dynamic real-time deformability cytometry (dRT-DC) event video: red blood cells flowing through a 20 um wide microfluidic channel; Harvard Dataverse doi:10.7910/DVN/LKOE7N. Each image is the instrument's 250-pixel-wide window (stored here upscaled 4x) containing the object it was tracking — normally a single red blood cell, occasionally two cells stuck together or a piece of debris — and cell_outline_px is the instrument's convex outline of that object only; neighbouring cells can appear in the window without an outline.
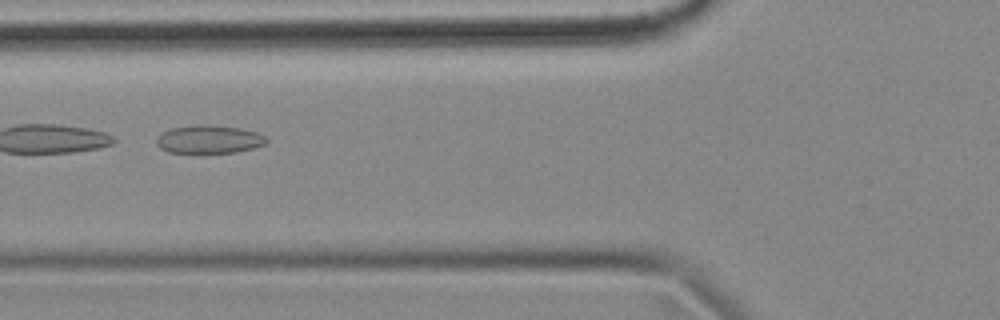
{"species": "common noctule bat (a hibernating species)", "species_latin": "Nyctalus noctula", "temperature_condition": "cold", "stored_images_in_passage": 7, "camera_frame_rate_fps": 3000, "um_per_image_px": 0.085, "animal": {"sex": "female", "body_mass_g": 18.4}, "frame": {"image": 1, "passage_image": 6, "time_ms": 1.667, "image_size_px": [1000, 320], "cell_outline_px": [[268, 140], [264, 144], [252, 148], [236, 152], [168, 152], [160, 148], [156, 144], [156, 140], [160, 132], [172, 128], [196, 124], [208, 124], [240, 128], [256, 132], [264, 136]], "centroid_in_image_um": [17.73, 11.82], "position_along_channel_um": 108.1, "area_um2": 17.98}}
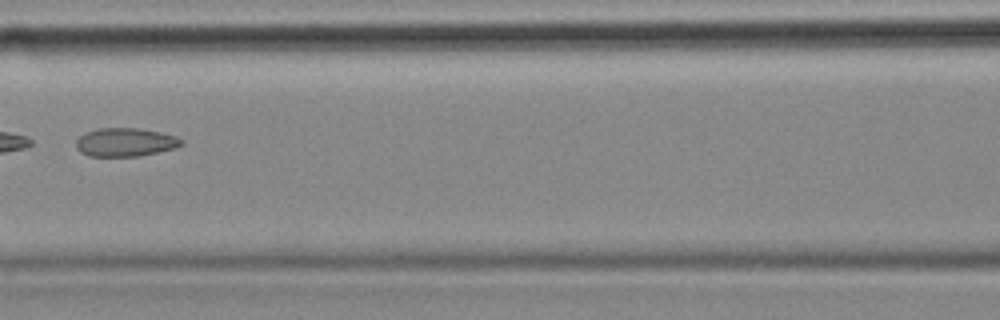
{"frame": {"image": 2, "passage_image": 7, "time_ms": 2.0, "image_size_px": [1000, 320], "cell_outline_px": [[184, 144], [172, 148], [140, 156], [88, 156], [80, 152], [76, 148], [76, 140], [84, 132], [96, 128], [140, 128], [160, 132], [176, 136], [184, 140]], "centroid_in_image_um": [10.62, 12.08], "position_along_channel_um": 156.0, "area_um2": 17.57}}